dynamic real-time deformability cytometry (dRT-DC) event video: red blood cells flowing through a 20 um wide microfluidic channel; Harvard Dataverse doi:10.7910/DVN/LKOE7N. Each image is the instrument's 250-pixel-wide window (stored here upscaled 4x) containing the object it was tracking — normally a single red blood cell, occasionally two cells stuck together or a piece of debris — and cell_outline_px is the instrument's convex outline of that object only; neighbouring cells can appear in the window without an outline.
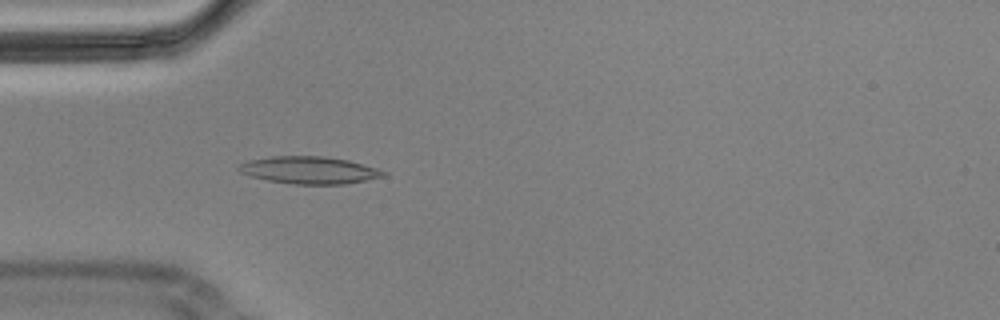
{"species": "Egyptian fruit bat (a non-hibernating species)", "species_latin": "Rousettus aegyptiacus", "temperature_condition": "cold", "stored_images_in_passage": 4, "camera_frame_rate_fps": 3000, "um_per_image_px": 0.085, "animal": {"sex": "male"}, "frame": {"image": 1, "passage_image": 4, "time_ms": 1.0, "image_size_px": [1000, 320], "cell_outline_px": [[388, 176], [344, 184], [292, 184], [268, 180], [252, 176], [240, 172], [236, 168], [240, 164], [248, 160], [272, 156], [324, 156], [348, 160], [376, 168], [388, 172]], "centroid_in_image_um": [26.31, 14.46], "position_along_channel_um": 58.7, "area_um2": 23.0}}